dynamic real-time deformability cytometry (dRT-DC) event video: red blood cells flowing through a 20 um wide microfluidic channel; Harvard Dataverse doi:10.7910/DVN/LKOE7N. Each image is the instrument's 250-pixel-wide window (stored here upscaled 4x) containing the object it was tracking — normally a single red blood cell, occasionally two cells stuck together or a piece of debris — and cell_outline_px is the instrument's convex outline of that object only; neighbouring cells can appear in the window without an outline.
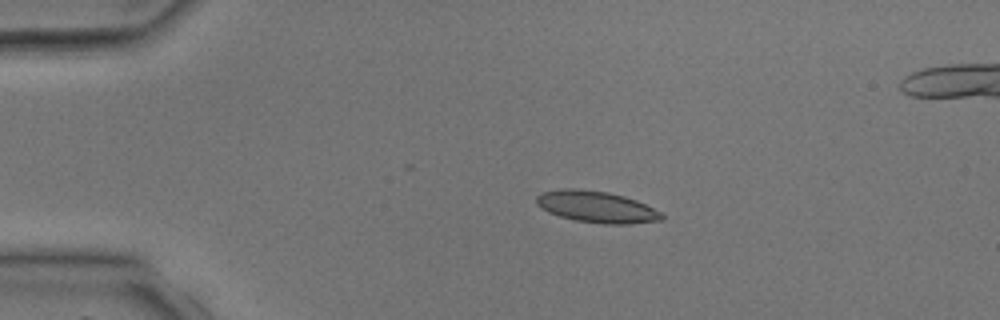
{"species": "common noctule bat (a hibernating species)", "species_latin": "Nyctalus noctula", "temperature_condition": "room temperature", "stored_images_in_passage": 3, "camera_frame_rate_fps": 3000, "um_per_image_px": 0.085, "animal": {"sex": "male", "body_mass_g": 17.9, "forearm_length_mm": 54.2}, "frame": {"image": 1, "passage_image": 1, "time_ms": 0.0, "image_size_px": [1000, 320], "cell_outline_px": [[664, 220], [632, 224], [604, 224], [576, 220], [560, 216], [548, 212], [540, 208], [536, 204], [536, 196], [544, 192], [564, 188], [576, 188], [608, 192], [624, 196], [636, 200], [660, 212], [664, 216]], "centroid_in_image_um": [50.7, 17.59], "position_along_channel_um": 34.3, "area_um2": 23.0}}